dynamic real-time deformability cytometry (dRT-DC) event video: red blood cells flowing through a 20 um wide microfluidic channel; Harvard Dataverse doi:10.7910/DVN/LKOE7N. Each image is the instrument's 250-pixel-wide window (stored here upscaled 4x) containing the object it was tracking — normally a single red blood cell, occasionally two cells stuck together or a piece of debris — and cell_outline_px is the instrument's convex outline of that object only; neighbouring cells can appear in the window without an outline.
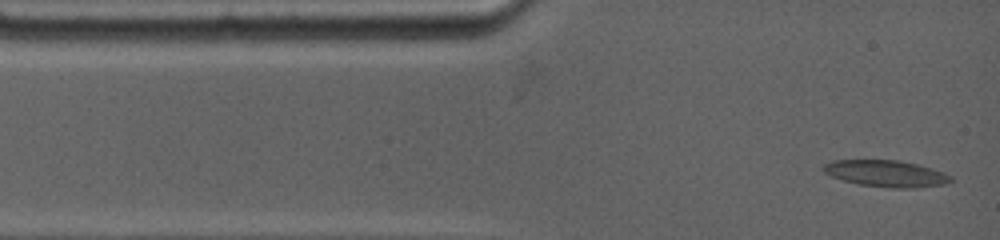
{"species": "common noctule bat (a hibernating species)", "species_latin": "Nyctalus noctula", "temperature_condition": "warm", "stored_images_in_passage": 4, "camera_frame_rate_fps": 4500, "um_per_image_px": 0.085, "animal": {"sex": "female", "body_mass_g": 19.0, "forearm_length_mm": 53.3}, "frame": {"image": 1, "passage_image": 1, "time_ms": 0.0, "image_size_px": [1000, 240], "cell_outline_px": [[952, 180], [944, 184], [916, 188], [892, 188], [860, 184], [844, 180], [832, 176], [824, 172], [824, 164], [832, 160], [900, 160], [932, 168], [944, 172], [952, 176]], "centroid_in_image_um": [75.35, 14.75], "position_along_channel_um": 9.7, "area_um2": 19.59}}
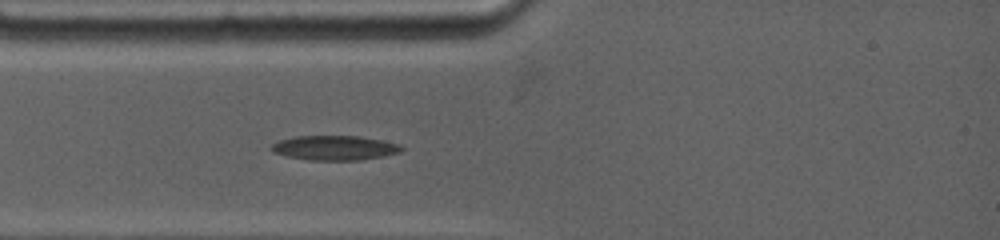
{"frame": {"image": 2, "passage_image": 4, "time_ms": 2.222, "image_size_px": [1000, 240], "cell_outline_px": [[404, 148], [400, 152], [384, 156], [360, 160], [312, 160], [288, 156], [272, 152], [268, 148], [272, 144], [280, 140], [296, 136], [360, 136], [400, 144]], "centroid_in_image_um": [28.44, 12.56], "position_along_channel_um": 56.6, "area_um2": 18.61}}